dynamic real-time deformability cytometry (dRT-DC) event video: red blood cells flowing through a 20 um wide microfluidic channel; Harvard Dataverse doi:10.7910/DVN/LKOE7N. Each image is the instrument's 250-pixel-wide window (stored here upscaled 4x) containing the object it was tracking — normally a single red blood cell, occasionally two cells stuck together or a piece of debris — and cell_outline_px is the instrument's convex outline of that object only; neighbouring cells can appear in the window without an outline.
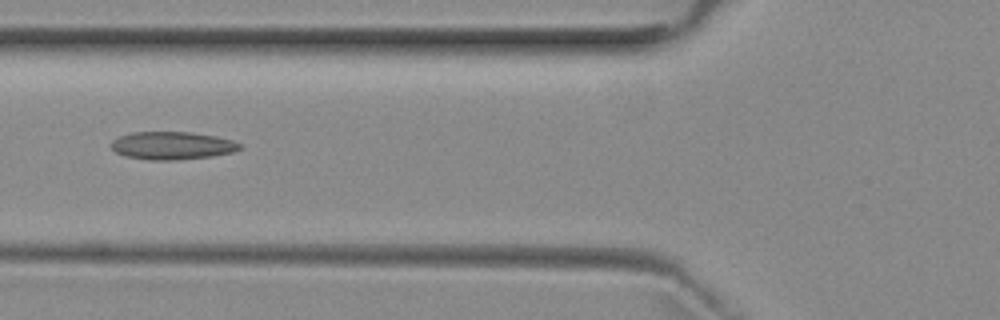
{"species": "common noctule bat (a hibernating species)", "species_latin": "Nyctalus noctula", "temperature_condition": "room temperature", "stored_images_in_passage": 2, "camera_frame_rate_fps": 3000, "um_per_image_px": 0.085, "animal": {"sex": "female", "body_mass_g": 29.2, "forearm_length_mm": 56.3}, "frame": {"image": 1, "passage_image": 2, "time_ms": 1.333, "image_size_px": [1000, 320], "cell_outline_px": [[244, 148], [232, 152], [212, 156], [176, 160], [148, 160], [124, 156], [116, 152], [108, 144], [112, 140], [120, 136], [132, 132], [192, 132], [216, 136], [232, 140], [240, 144]], "centroid_in_image_um": [14.62, 12.37], "position_along_channel_um": 111.2, "area_um2": 21.04}}